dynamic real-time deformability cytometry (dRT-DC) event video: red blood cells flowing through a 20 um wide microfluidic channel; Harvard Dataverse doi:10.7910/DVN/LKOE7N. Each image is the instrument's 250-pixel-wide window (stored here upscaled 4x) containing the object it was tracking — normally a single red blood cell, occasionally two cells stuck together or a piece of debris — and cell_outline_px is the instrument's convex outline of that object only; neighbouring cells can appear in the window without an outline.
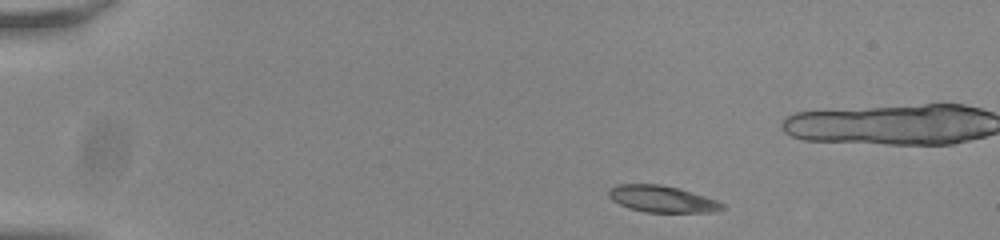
{"species": "common noctule bat (a hibernating species)", "species_latin": "Nyctalus noctula", "temperature_condition": "room temperature", "stored_images_in_passage": 13, "camera_frame_rate_fps": 3000, "um_per_image_px": 0.085, "animal": {"sex": "male", "body_mass_g": 20.0, "forearm_length_mm": 53.3}, "frame": {"image": 1, "passage_image": 1, "time_ms": 0.0, "image_size_px": [1000, 240], "cell_outline_px": [[724, 208], [712, 212], [644, 212], [628, 208], [612, 200], [608, 196], [608, 192], [616, 184], [660, 184], [680, 188], [716, 200], [724, 204]], "centroid_in_image_um": [56.25, 16.91], "position_along_channel_um": 28.7, "area_um2": 17.57}}
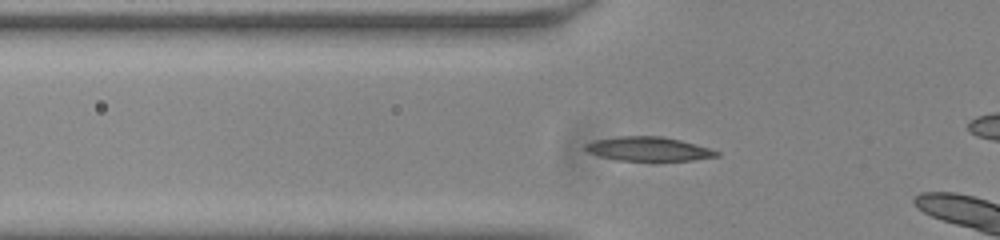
{"frame": {"image": 2, "passage_image": 11, "time_ms": 3.333, "image_size_px": [1000, 240], "cell_outline_px": [[720, 156], [692, 160], [656, 164], [616, 160], [600, 156], [588, 152], [584, 148], [584, 144], [592, 140], [620, 136], [664, 136], [680, 140], [708, 148], [720, 152]], "centroid_in_image_um": [55.11, 12.71], "position_along_channel_um": 70.7, "area_um2": 19.42}}